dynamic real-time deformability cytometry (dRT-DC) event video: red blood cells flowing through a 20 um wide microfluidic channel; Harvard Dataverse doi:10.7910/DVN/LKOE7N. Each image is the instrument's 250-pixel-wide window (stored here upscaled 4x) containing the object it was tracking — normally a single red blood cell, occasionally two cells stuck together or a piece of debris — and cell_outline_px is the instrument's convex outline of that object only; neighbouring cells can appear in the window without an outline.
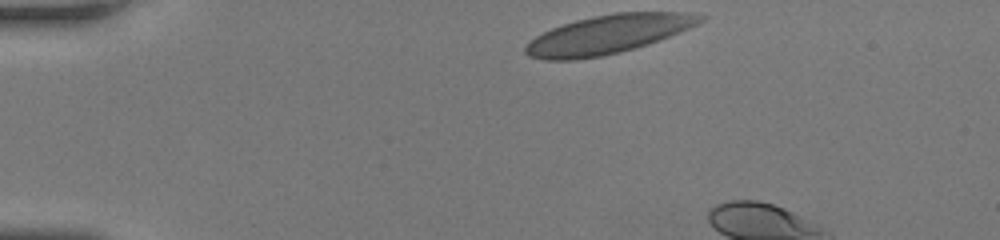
{"species": "human", "species_latin": "Homo sapiens", "temperature_condition": "room temperature", "stored_images_in_passage": 5, "camera_frame_rate_fps": 3000, "um_per_image_px": 0.085, "donor": {"sex": "female"}, "frame": {"image": 1, "passage_image": 1, "time_ms": 0.0, "image_size_px": [1000, 240], "cell_outline_px": [[704, 20], [688, 28], [648, 44], [620, 52], [600, 56], [576, 60], [544, 60], [528, 56], [524, 52], [524, 48], [536, 36], [552, 28], [576, 20], [616, 12], [676, 12], [704, 16]], "centroid_in_image_um": [51.63, 2.93], "position_along_channel_um": 33.4, "area_um2": 38.73}}